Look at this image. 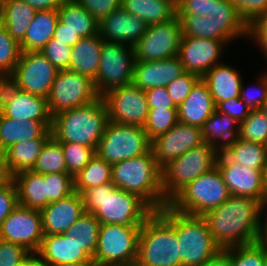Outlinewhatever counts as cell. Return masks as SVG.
Masks as SVG:
<instances>
[{"label": "cell", "mask_w": 267, "mask_h": 266, "mask_svg": "<svg viewBox=\"0 0 267 266\" xmlns=\"http://www.w3.org/2000/svg\"><path fill=\"white\" fill-rule=\"evenodd\" d=\"M35 14L36 10L24 0H5L1 25L20 44Z\"/></svg>", "instance_id": "34"}, {"label": "cell", "mask_w": 267, "mask_h": 266, "mask_svg": "<svg viewBox=\"0 0 267 266\" xmlns=\"http://www.w3.org/2000/svg\"><path fill=\"white\" fill-rule=\"evenodd\" d=\"M14 176L6 161L4 152L0 151V189L10 186L14 182Z\"/></svg>", "instance_id": "61"}, {"label": "cell", "mask_w": 267, "mask_h": 266, "mask_svg": "<svg viewBox=\"0 0 267 266\" xmlns=\"http://www.w3.org/2000/svg\"><path fill=\"white\" fill-rule=\"evenodd\" d=\"M86 213L100 224L141 226L154 210L138 195L116 188L110 182L80 193Z\"/></svg>", "instance_id": "2"}, {"label": "cell", "mask_w": 267, "mask_h": 266, "mask_svg": "<svg viewBox=\"0 0 267 266\" xmlns=\"http://www.w3.org/2000/svg\"><path fill=\"white\" fill-rule=\"evenodd\" d=\"M84 212L81 195L76 191L49 203L40 210L44 235L64 234Z\"/></svg>", "instance_id": "22"}, {"label": "cell", "mask_w": 267, "mask_h": 266, "mask_svg": "<svg viewBox=\"0 0 267 266\" xmlns=\"http://www.w3.org/2000/svg\"><path fill=\"white\" fill-rule=\"evenodd\" d=\"M177 17L182 24L183 36L214 40V23L206 15H177Z\"/></svg>", "instance_id": "47"}, {"label": "cell", "mask_w": 267, "mask_h": 266, "mask_svg": "<svg viewBox=\"0 0 267 266\" xmlns=\"http://www.w3.org/2000/svg\"><path fill=\"white\" fill-rule=\"evenodd\" d=\"M18 205L41 210L46 207V182L44 174L32 170L22 171L14 176Z\"/></svg>", "instance_id": "32"}, {"label": "cell", "mask_w": 267, "mask_h": 266, "mask_svg": "<svg viewBox=\"0 0 267 266\" xmlns=\"http://www.w3.org/2000/svg\"><path fill=\"white\" fill-rule=\"evenodd\" d=\"M73 180L74 191L79 194L87 189L110 183L112 182V165L95 154Z\"/></svg>", "instance_id": "38"}, {"label": "cell", "mask_w": 267, "mask_h": 266, "mask_svg": "<svg viewBox=\"0 0 267 266\" xmlns=\"http://www.w3.org/2000/svg\"><path fill=\"white\" fill-rule=\"evenodd\" d=\"M108 122L107 107L100 97L89 104L52 116L51 133L60 143L82 144L96 151Z\"/></svg>", "instance_id": "3"}, {"label": "cell", "mask_w": 267, "mask_h": 266, "mask_svg": "<svg viewBox=\"0 0 267 266\" xmlns=\"http://www.w3.org/2000/svg\"><path fill=\"white\" fill-rule=\"evenodd\" d=\"M20 44L0 26V73L12 74L21 55Z\"/></svg>", "instance_id": "45"}, {"label": "cell", "mask_w": 267, "mask_h": 266, "mask_svg": "<svg viewBox=\"0 0 267 266\" xmlns=\"http://www.w3.org/2000/svg\"><path fill=\"white\" fill-rule=\"evenodd\" d=\"M204 266H232L231 247L226 249H221Z\"/></svg>", "instance_id": "62"}, {"label": "cell", "mask_w": 267, "mask_h": 266, "mask_svg": "<svg viewBox=\"0 0 267 266\" xmlns=\"http://www.w3.org/2000/svg\"><path fill=\"white\" fill-rule=\"evenodd\" d=\"M241 19L250 26L257 18L267 14V0H230Z\"/></svg>", "instance_id": "50"}, {"label": "cell", "mask_w": 267, "mask_h": 266, "mask_svg": "<svg viewBox=\"0 0 267 266\" xmlns=\"http://www.w3.org/2000/svg\"><path fill=\"white\" fill-rule=\"evenodd\" d=\"M207 18L214 23V40L230 43L237 37L248 38V26L230 0H215Z\"/></svg>", "instance_id": "26"}, {"label": "cell", "mask_w": 267, "mask_h": 266, "mask_svg": "<svg viewBox=\"0 0 267 266\" xmlns=\"http://www.w3.org/2000/svg\"><path fill=\"white\" fill-rule=\"evenodd\" d=\"M215 0H180L176 5V15L208 16Z\"/></svg>", "instance_id": "55"}, {"label": "cell", "mask_w": 267, "mask_h": 266, "mask_svg": "<svg viewBox=\"0 0 267 266\" xmlns=\"http://www.w3.org/2000/svg\"><path fill=\"white\" fill-rule=\"evenodd\" d=\"M135 55L130 45L103 41L101 61L96 80V91L100 96L116 87L132 84Z\"/></svg>", "instance_id": "11"}, {"label": "cell", "mask_w": 267, "mask_h": 266, "mask_svg": "<svg viewBox=\"0 0 267 266\" xmlns=\"http://www.w3.org/2000/svg\"><path fill=\"white\" fill-rule=\"evenodd\" d=\"M216 166L220 170L230 195L264 201L263 172L231 162L223 153L218 155Z\"/></svg>", "instance_id": "19"}, {"label": "cell", "mask_w": 267, "mask_h": 266, "mask_svg": "<svg viewBox=\"0 0 267 266\" xmlns=\"http://www.w3.org/2000/svg\"><path fill=\"white\" fill-rule=\"evenodd\" d=\"M4 2H5V0H0V10H2V8L4 6Z\"/></svg>", "instance_id": "69"}, {"label": "cell", "mask_w": 267, "mask_h": 266, "mask_svg": "<svg viewBox=\"0 0 267 266\" xmlns=\"http://www.w3.org/2000/svg\"><path fill=\"white\" fill-rule=\"evenodd\" d=\"M58 22L57 10L36 11L33 21L20 43L22 52L41 51V49L54 37Z\"/></svg>", "instance_id": "31"}, {"label": "cell", "mask_w": 267, "mask_h": 266, "mask_svg": "<svg viewBox=\"0 0 267 266\" xmlns=\"http://www.w3.org/2000/svg\"><path fill=\"white\" fill-rule=\"evenodd\" d=\"M99 22L121 7V0H76Z\"/></svg>", "instance_id": "53"}, {"label": "cell", "mask_w": 267, "mask_h": 266, "mask_svg": "<svg viewBox=\"0 0 267 266\" xmlns=\"http://www.w3.org/2000/svg\"><path fill=\"white\" fill-rule=\"evenodd\" d=\"M1 11H2V10H0V26H1V21H2Z\"/></svg>", "instance_id": "71"}, {"label": "cell", "mask_w": 267, "mask_h": 266, "mask_svg": "<svg viewBox=\"0 0 267 266\" xmlns=\"http://www.w3.org/2000/svg\"><path fill=\"white\" fill-rule=\"evenodd\" d=\"M218 153L206 142L162 168V191L169 202L181 189L216 166Z\"/></svg>", "instance_id": "8"}, {"label": "cell", "mask_w": 267, "mask_h": 266, "mask_svg": "<svg viewBox=\"0 0 267 266\" xmlns=\"http://www.w3.org/2000/svg\"><path fill=\"white\" fill-rule=\"evenodd\" d=\"M215 110L216 105L210 90L200 78L187 98L177 107L178 121L201 128Z\"/></svg>", "instance_id": "24"}, {"label": "cell", "mask_w": 267, "mask_h": 266, "mask_svg": "<svg viewBox=\"0 0 267 266\" xmlns=\"http://www.w3.org/2000/svg\"><path fill=\"white\" fill-rule=\"evenodd\" d=\"M199 79L198 75L186 72L166 86L167 92L176 107L187 98L192 87Z\"/></svg>", "instance_id": "49"}, {"label": "cell", "mask_w": 267, "mask_h": 266, "mask_svg": "<svg viewBox=\"0 0 267 266\" xmlns=\"http://www.w3.org/2000/svg\"><path fill=\"white\" fill-rule=\"evenodd\" d=\"M216 110L219 113L228 115L230 118L237 120L239 123L244 121L251 111L240 97L219 102L216 105Z\"/></svg>", "instance_id": "54"}, {"label": "cell", "mask_w": 267, "mask_h": 266, "mask_svg": "<svg viewBox=\"0 0 267 266\" xmlns=\"http://www.w3.org/2000/svg\"><path fill=\"white\" fill-rule=\"evenodd\" d=\"M182 36V24L177 15L168 21L149 25L142 38L133 46L135 62L177 56Z\"/></svg>", "instance_id": "13"}, {"label": "cell", "mask_w": 267, "mask_h": 266, "mask_svg": "<svg viewBox=\"0 0 267 266\" xmlns=\"http://www.w3.org/2000/svg\"><path fill=\"white\" fill-rule=\"evenodd\" d=\"M204 143L201 128L178 122L168 132L151 141V149L162 169L170 161Z\"/></svg>", "instance_id": "17"}, {"label": "cell", "mask_w": 267, "mask_h": 266, "mask_svg": "<svg viewBox=\"0 0 267 266\" xmlns=\"http://www.w3.org/2000/svg\"><path fill=\"white\" fill-rule=\"evenodd\" d=\"M232 266H265L267 245L255 242L231 247Z\"/></svg>", "instance_id": "43"}, {"label": "cell", "mask_w": 267, "mask_h": 266, "mask_svg": "<svg viewBox=\"0 0 267 266\" xmlns=\"http://www.w3.org/2000/svg\"><path fill=\"white\" fill-rule=\"evenodd\" d=\"M65 160L61 143L51 137L43 146L32 171L39 174L67 173Z\"/></svg>", "instance_id": "40"}, {"label": "cell", "mask_w": 267, "mask_h": 266, "mask_svg": "<svg viewBox=\"0 0 267 266\" xmlns=\"http://www.w3.org/2000/svg\"><path fill=\"white\" fill-rule=\"evenodd\" d=\"M97 93L94 81L71 70H58L47 97L51 116L61 111L76 108L96 101Z\"/></svg>", "instance_id": "12"}, {"label": "cell", "mask_w": 267, "mask_h": 266, "mask_svg": "<svg viewBox=\"0 0 267 266\" xmlns=\"http://www.w3.org/2000/svg\"><path fill=\"white\" fill-rule=\"evenodd\" d=\"M101 97L105 101L109 121L141 127L145 125L149 111L145 90L132 83L111 89Z\"/></svg>", "instance_id": "14"}, {"label": "cell", "mask_w": 267, "mask_h": 266, "mask_svg": "<svg viewBox=\"0 0 267 266\" xmlns=\"http://www.w3.org/2000/svg\"><path fill=\"white\" fill-rule=\"evenodd\" d=\"M71 48V46L52 38L40 52L57 70H66L69 69Z\"/></svg>", "instance_id": "48"}, {"label": "cell", "mask_w": 267, "mask_h": 266, "mask_svg": "<svg viewBox=\"0 0 267 266\" xmlns=\"http://www.w3.org/2000/svg\"><path fill=\"white\" fill-rule=\"evenodd\" d=\"M104 39L98 34L81 38L72 48L69 69L96 80Z\"/></svg>", "instance_id": "29"}, {"label": "cell", "mask_w": 267, "mask_h": 266, "mask_svg": "<svg viewBox=\"0 0 267 266\" xmlns=\"http://www.w3.org/2000/svg\"><path fill=\"white\" fill-rule=\"evenodd\" d=\"M16 266H43L39 262V258L37 254H30L26 259H24L21 263Z\"/></svg>", "instance_id": "65"}, {"label": "cell", "mask_w": 267, "mask_h": 266, "mask_svg": "<svg viewBox=\"0 0 267 266\" xmlns=\"http://www.w3.org/2000/svg\"><path fill=\"white\" fill-rule=\"evenodd\" d=\"M141 226L101 224L95 254L97 266H134Z\"/></svg>", "instance_id": "9"}, {"label": "cell", "mask_w": 267, "mask_h": 266, "mask_svg": "<svg viewBox=\"0 0 267 266\" xmlns=\"http://www.w3.org/2000/svg\"><path fill=\"white\" fill-rule=\"evenodd\" d=\"M53 38L73 47L82 37L71 29L62 28V23L58 20Z\"/></svg>", "instance_id": "60"}, {"label": "cell", "mask_w": 267, "mask_h": 266, "mask_svg": "<svg viewBox=\"0 0 267 266\" xmlns=\"http://www.w3.org/2000/svg\"><path fill=\"white\" fill-rule=\"evenodd\" d=\"M262 203L243 196L230 195L219 207L207 212V221L213 241L221 248L258 242Z\"/></svg>", "instance_id": "1"}, {"label": "cell", "mask_w": 267, "mask_h": 266, "mask_svg": "<svg viewBox=\"0 0 267 266\" xmlns=\"http://www.w3.org/2000/svg\"><path fill=\"white\" fill-rule=\"evenodd\" d=\"M150 149L151 141L143 127L109 121L95 152L112 165L141 156Z\"/></svg>", "instance_id": "10"}, {"label": "cell", "mask_w": 267, "mask_h": 266, "mask_svg": "<svg viewBox=\"0 0 267 266\" xmlns=\"http://www.w3.org/2000/svg\"><path fill=\"white\" fill-rule=\"evenodd\" d=\"M134 266H181L175 229L157 211L141 225Z\"/></svg>", "instance_id": "6"}, {"label": "cell", "mask_w": 267, "mask_h": 266, "mask_svg": "<svg viewBox=\"0 0 267 266\" xmlns=\"http://www.w3.org/2000/svg\"><path fill=\"white\" fill-rule=\"evenodd\" d=\"M172 3H174L175 5H177L179 3L180 0H170Z\"/></svg>", "instance_id": "70"}, {"label": "cell", "mask_w": 267, "mask_h": 266, "mask_svg": "<svg viewBox=\"0 0 267 266\" xmlns=\"http://www.w3.org/2000/svg\"><path fill=\"white\" fill-rule=\"evenodd\" d=\"M248 38L256 41L267 59V14L257 18L248 26Z\"/></svg>", "instance_id": "57"}, {"label": "cell", "mask_w": 267, "mask_h": 266, "mask_svg": "<svg viewBox=\"0 0 267 266\" xmlns=\"http://www.w3.org/2000/svg\"><path fill=\"white\" fill-rule=\"evenodd\" d=\"M44 182H46V206L74 192V180L68 173L44 174Z\"/></svg>", "instance_id": "46"}, {"label": "cell", "mask_w": 267, "mask_h": 266, "mask_svg": "<svg viewBox=\"0 0 267 266\" xmlns=\"http://www.w3.org/2000/svg\"><path fill=\"white\" fill-rule=\"evenodd\" d=\"M157 212L175 229L181 266H204L221 250L203 216L178 212L168 204Z\"/></svg>", "instance_id": "5"}, {"label": "cell", "mask_w": 267, "mask_h": 266, "mask_svg": "<svg viewBox=\"0 0 267 266\" xmlns=\"http://www.w3.org/2000/svg\"><path fill=\"white\" fill-rule=\"evenodd\" d=\"M262 109L265 111V113L267 115V100H266V102H265V104H264Z\"/></svg>", "instance_id": "68"}, {"label": "cell", "mask_w": 267, "mask_h": 266, "mask_svg": "<svg viewBox=\"0 0 267 266\" xmlns=\"http://www.w3.org/2000/svg\"><path fill=\"white\" fill-rule=\"evenodd\" d=\"M201 132L204 142L221 154L239 140L240 123L215 110L201 127Z\"/></svg>", "instance_id": "27"}, {"label": "cell", "mask_w": 267, "mask_h": 266, "mask_svg": "<svg viewBox=\"0 0 267 266\" xmlns=\"http://www.w3.org/2000/svg\"><path fill=\"white\" fill-rule=\"evenodd\" d=\"M58 70L40 51L21 52L12 75L21 91L47 98Z\"/></svg>", "instance_id": "16"}, {"label": "cell", "mask_w": 267, "mask_h": 266, "mask_svg": "<svg viewBox=\"0 0 267 266\" xmlns=\"http://www.w3.org/2000/svg\"><path fill=\"white\" fill-rule=\"evenodd\" d=\"M231 162L255 170H263L267 164V146L248 142L241 138L223 153Z\"/></svg>", "instance_id": "37"}, {"label": "cell", "mask_w": 267, "mask_h": 266, "mask_svg": "<svg viewBox=\"0 0 267 266\" xmlns=\"http://www.w3.org/2000/svg\"><path fill=\"white\" fill-rule=\"evenodd\" d=\"M121 7L148 26L168 21L176 15V5L170 0H121Z\"/></svg>", "instance_id": "35"}, {"label": "cell", "mask_w": 267, "mask_h": 266, "mask_svg": "<svg viewBox=\"0 0 267 266\" xmlns=\"http://www.w3.org/2000/svg\"><path fill=\"white\" fill-rule=\"evenodd\" d=\"M0 113L14 120L52 121L47 98L20 91Z\"/></svg>", "instance_id": "30"}, {"label": "cell", "mask_w": 267, "mask_h": 266, "mask_svg": "<svg viewBox=\"0 0 267 266\" xmlns=\"http://www.w3.org/2000/svg\"><path fill=\"white\" fill-rule=\"evenodd\" d=\"M226 43L229 44L228 41L182 36L177 57L186 72L202 78L208 70L221 63L219 60Z\"/></svg>", "instance_id": "18"}, {"label": "cell", "mask_w": 267, "mask_h": 266, "mask_svg": "<svg viewBox=\"0 0 267 266\" xmlns=\"http://www.w3.org/2000/svg\"><path fill=\"white\" fill-rule=\"evenodd\" d=\"M186 73L177 56L158 61L135 62L133 84L142 90L166 87Z\"/></svg>", "instance_id": "23"}, {"label": "cell", "mask_w": 267, "mask_h": 266, "mask_svg": "<svg viewBox=\"0 0 267 266\" xmlns=\"http://www.w3.org/2000/svg\"><path fill=\"white\" fill-rule=\"evenodd\" d=\"M266 206H267V200L262 202L261 213H263L265 209L267 210ZM265 215L267 216V213ZM266 216L264 218L265 220L261 219V227H260V233H259V239H258V242L265 244V245H267V217Z\"/></svg>", "instance_id": "64"}, {"label": "cell", "mask_w": 267, "mask_h": 266, "mask_svg": "<svg viewBox=\"0 0 267 266\" xmlns=\"http://www.w3.org/2000/svg\"><path fill=\"white\" fill-rule=\"evenodd\" d=\"M58 266H97V265L95 262H77V263L64 264Z\"/></svg>", "instance_id": "67"}, {"label": "cell", "mask_w": 267, "mask_h": 266, "mask_svg": "<svg viewBox=\"0 0 267 266\" xmlns=\"http://www.w3.org/2000/svg\"><path fill=\"white\" fill-rule=\"evenodd\" d=\"M20 91L18 80L12 74H3L0 77V111L13 102Z\"/></svg>", "instance_id": "56"}, {"label": "cell", "mask_w": 267, "mask_h": 266, "mask_svg": "<svg viewBox=\"0 0 267 266\" xmlns=\"http://www.w3.org/2000/svg\"><path fill=\"white\" fill-rule=\"evenodd\" d=\"M263 172V191H264V201L267 200V164L265 165Z\"/></svg>", "instance_id": "66"}, {"label": "cell", "mask_w": 267, "mask_h": 266, "mask_svg": "<svg viewBox=\"0 0 267 266\" xmlns=\"http://www.w3.org/2000/svg\"><path fill=\"white\" fill-rule=\"evenodd\" d=\"M148 108L177 109L166 87L152 88L145 91Z\"/></svg>", "instance_id": "59"}, {"label": "cell", "mask_w": 267, "mask_h": 266, "mask_svg": "<svg viewBox=\"0 0 267 266\" xmlns=\"http://www.w3.org/2000/svg\"><path fill=\"white\" fill-rule=\"evenodd\" d=\"M57 13L62 28L71 29L82 38L99 33V22L76 0H64Z\"/></svg>", "instance_id": "33"}, {"label": "cell", "mask_w": 267, "mask_h": 266, "mask_svg": "<svg viewBox=\"0 0 267 266\" xmlns=\"http://www.w3.org/2000/svg\"><path fill=\"white\" fill-rule=\"evenodd\" d=\"M240 138L267 146V115L263 109H251L248 117L240 123Z\"/></svg>", "instance_id": "42"}, {"label": "cell", "mask_w": 267, "mask_h": 266, "mask_svg": "<svg viewBox=\"0 0 267 266\" xmlns=\"http://www.w3.org/2000/svg\"><path fill=\"white\" fill-rule=\"evenodd\" d=\"M64 0H24L36 11L40 10H57Z\"/></svg>", "instance_id": "63"}, {"label": "cell", "mask_w": 267, "mask_h": 266, "mask_svg": "<svg viewBox=\"0 0 267 266\" xmlns=\"http://www.w3.org/2000/svg\"><path fill=\"white\" fill-rule=\"evenodd\" d=\"M112 183L116 188L138 195L154 211L169 203L162 191V169L152 149L141 156L112 164Z\"/></svg>", "instance_id": "4"}, {"label": "cell", "mask_w": 267, "mask_h": 266, "mask_svg": "<svg viewBox=\"0 0 267 266\" xmlns=\"http://www.w3.org/2000/svg\"><path fill=\"white\" fill-rule=\"evenodd\" d=\"M100 225L99 220L92 213L84 212L64 234L67 237L77 239L82 249L93 259Z\"/></svg>", "instance_id": "39"}, {"label": "cell", "mask_w": 267, "mask_h": 266, "mask_svg": "<svg viewBox=\"0 0 267 266\" xmlns=\"http://www.w3.org/2000/svg\"><path fill=\"white\" fill-rule=\"evenodd\" d=\"M243 85V81L240 89V98L250 109H262L267 100V72L261 74L259 80L257 81V88L254 89L255 92H250V89H246ZM254 87V86H253ZM248 90V91H247ZM256 93V94H253Z\"/></svg>", "instance_id": "51"}, {"label": "cell", "mask_w": 267, "mask_h": 266, "mask_svg": "<svg viewBox=\"0 0 267 266\" xmlns=\"http://www.w3.org/2000/svg\"><path fill=\"white\" fill-rule=\"evenodd\" d=\"M43 266H58L77 262H94L75 238L65 234L44 235L36 253Z\"/></svg>", "instance_id": "21"}, {"label": "cell", "mask_w": 267, "mask_h": 266, "mask_svg": "<svg viewBox=\"0 0 267 266\" xmlns=\"http://www.w3.org/2000/svg\"><path fill=\"white\" fill-rule=\"evenodd\" d=\"M225 64L215 65L201 78L207 84L215 105L219 102L240 97L242 77L235 68Z\"/></svg>", "instance_id": "28"}, {"label": "cell", "mask_w": 267, "mask_h": 266, "mask_svg": "<svg viewBox=\"0 0 267 266\" xmlns=\"http://www.w3.org/2000/svg\"><path fill=\"white\" fill-rule=\"evenodd\" d=\"M50 138H33L28 141H20L6 149L4 155L14 175L26 170H32L37 157L45 143Z\"/></svg>", "instance_id": "36"}, {"label": "cell", "mask_w": 267, "mask_h": 266, "mask_svg": "<svg viewBox=\"0 0 267 266\" xmlns=\"http://www.w3.org/2000/svg\"><path fill=\"white\" fill-rule=\"evenodd\" d=\"M44 237L40 210L17 205L0 226V239L36 254Z\"/></svg>", "instance_id": "15"}, {"label": "cell", "mask_w": 267, "mask_h": 266, "mask_svg": "<svg viewBox=\"0 0 267 266\" xmlns=\"http://www.w3.org/2000/svg\"><path fill=\"white\" fill-rule=\"evenodd\" d=\"M230 197L223 176L215 166L181 189L168 205L181 213L204 216Z\"/></svg>", "instance_id": "7"}, {"label": "cell", "mask_w": 267, "mask_h": 266, "mask_svg": "<svg viewBox=\"0 0 267 266\" xmlns=\"http://www.w3.org/2000/svg\"><path fill=\"white\" fill-rule=\"evenodd\" d=\"M30 254L22 246L0 239V266H16Z\"/></svg>", "instance_id": "52"}, {"label": "cell", "mask_w": 267, "mask_h": 266, "mask_svg": "<svg viewBox=\"0 0 267 266\" xmlns=\"http://www.w3.org/2000/svg\"><path fill=\"white\" fill-rule=\"evenodd\" d=\"M52 121L14 120L0 113V151L4 152L20 141L51 138Z\"/></svg>", "instance_id": "25"}, {"label": "cell", "mask_w": 267, "mask_h": 266, "mask_svg": "<svg viewBox=\"0 0 267 266\" xmlns=\"http://www.w3.org/2000/svg\"><path fill=\"white\" fill-rule=\"evenodd\" d=\"M17 205V189L13 182L10 186L0 189V226Z\"/></svg>", "instance_id": "58"}, {"label": "cell", "mask_w": 267, "mask_h": 266, "mask_svg": "<svg viewBox=\"0 0 267 266\" xmlns=\"http://www.w3.org/2000/svg\"><path fill=\"white\" fill-rule=\"evenodd\" d=\"M148 25L122 7L99 21V35L104 41L134 46L144 35Z\"/></svg>", "instance_id": "20"}, {"label": "cell", "mask_w": 267, "mask_h": 266, "mask_svg": "<svg viewBox=\"0 0 267 266\" xmlns=\"http://www.w3.org/2000/svg\"><path fill=\"white\" fill-rule=\"evenodd\" d=\"M65 157L67 173L73 178L89 163L96 154L91 147L82 144L67 142L61 143Z\"/></svg>", "instance_id": "44"}, {"label": "cell", "mask_w": 267, "mask_h": 266, "mask_svg": "<svg viewBox=\"0 0 267 266\" xmlns=\"http://www.w3.org/2000/svg\"><path fill=\"white\" fill-rule=\"evenodd\" d=\"M177 109L149 108L143 129L150 141L168 132L178 123Z\"/></svg>", "instance_id": "41"}]
</instances>
